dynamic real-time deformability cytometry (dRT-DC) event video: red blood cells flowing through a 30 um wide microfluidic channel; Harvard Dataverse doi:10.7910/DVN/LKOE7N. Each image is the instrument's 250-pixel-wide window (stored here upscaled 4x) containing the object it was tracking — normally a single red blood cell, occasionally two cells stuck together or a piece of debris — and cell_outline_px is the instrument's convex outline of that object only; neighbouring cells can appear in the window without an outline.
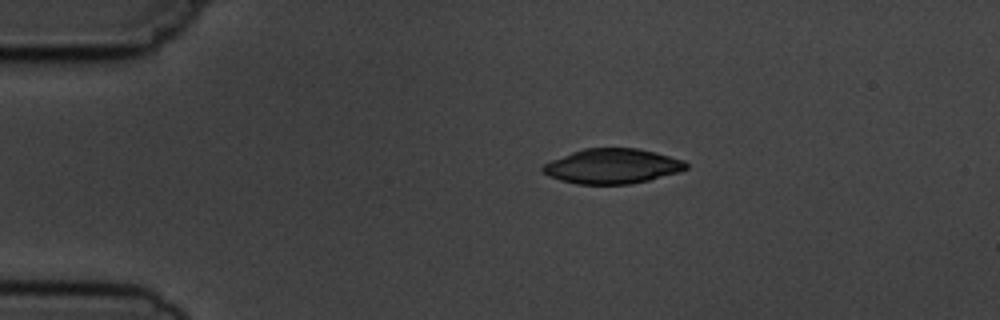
{"species": "common noctule bat (a hibernating species)", "species_latin": "Nyctalus noctula", "temperature_condition": "cold", "stored_images_in_passage": 6, "camera_frame_rate_fps": 3000, "um_per_image_px": 0.085, "animal": {"sex": "male", "body_mass_g": 19.5, "forearm_length_mm": 54.6}, "frame": {"image": 1, "passage_image": 3, "time_ms": 2.333, "image_size_px": [1000, 320], "cell_outline_px": [[688, 168], [680, 172], [648, 180], [628, 184], [576, 184], [560, 180], [548, 176], [540, 168], [544, 164], [552, 160], [572, 152], [584, 148], [636, 148], [656, 152], [684, 160], [688, 164]], "centroid_in_image_um": [52.06, 14.12], "position_along_channel_um": 32.9, "area_um2": 29.13}}